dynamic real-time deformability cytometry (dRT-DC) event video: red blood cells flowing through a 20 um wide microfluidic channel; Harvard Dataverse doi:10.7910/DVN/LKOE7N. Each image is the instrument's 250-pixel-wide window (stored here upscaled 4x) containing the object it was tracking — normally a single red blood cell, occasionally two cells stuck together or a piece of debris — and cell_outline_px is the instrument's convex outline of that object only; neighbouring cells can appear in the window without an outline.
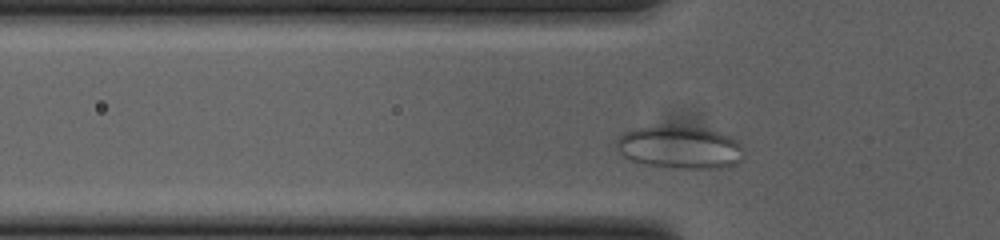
{"species": "common noctule bat (a hibernating species)", "species_latin": "Nyctalus noctula", "temperature_condition": "cold", "stored_images_in_passage": 32, "camera_frame_rate_fps": 3000, "um_per_image_px": 0.085, "animal": {"sex": "female", "body_mass_g": 23.0, "forearm_length_mm": 53.4}, "frame": {"image": 1, "passage_image": 5, "time_ms": 1.333, "image_size_px": [1000, 240], "cell_outline_px": [[744, 156], [736, 164], [720, 168], [680, 168], [644, 164], [632, 160], [624, 156], [616, 148], [616, 140], [624, 132], [636, 128], [704, 128], [720, 132], [732, 136], [744, 148]], "centroid_in_image_um": [57.84, 12.55], "position_along_channel_um": 68.0, "area_um2": 31.15}}
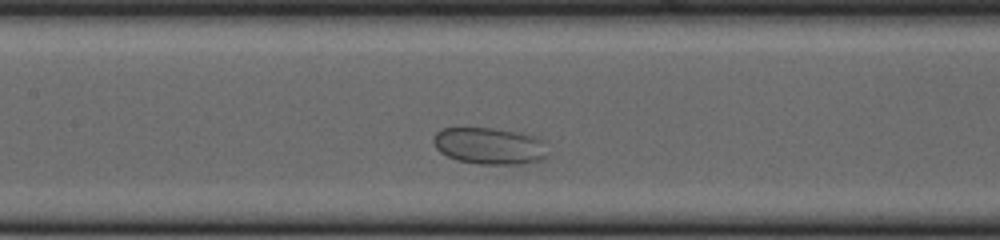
{"frame": {"image": 2, "passage_image": 13, "time_ms": 4.0, "image_size_px": [1000, 240], "cell_outline_px": [[544, 160], [524, 164], [476, 164], [456, 160], [440, 152], [436, 148], [432, 140], [436, 132], [444, 128], [492, 128], [532, 136], [540, 140], [544, 156]], "centroid_in_image_um": [41.5, 12.42], "position_along_channel_um": 165.9, "area_um2": 23.99}}
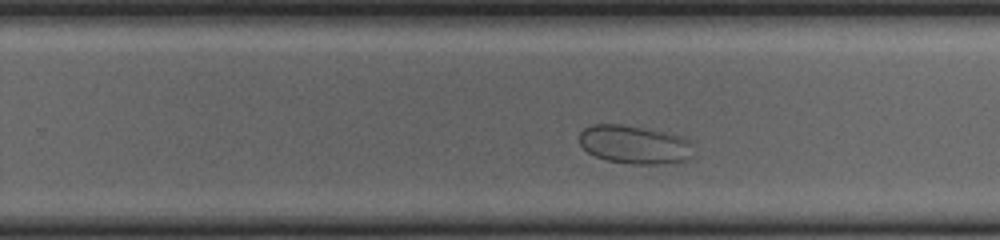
{"frame": {"image": 3, "passage_image": 22, "time_ms": 7.0, "image_size_px": [1000, 240], "cell_outline_px": [[688, 160], [664, 164], [632, 164], [608, 160], [596, 156], [588, 152], [580, 144], [580, 132], [584, 128], [592, 124], [620, 124], [664, 132], [680, 136], [688, 140]], "centroid_in_image_um": [53.85, 12.29], "position_along_channel_um": 276.0, "area_um2": 24.97}}